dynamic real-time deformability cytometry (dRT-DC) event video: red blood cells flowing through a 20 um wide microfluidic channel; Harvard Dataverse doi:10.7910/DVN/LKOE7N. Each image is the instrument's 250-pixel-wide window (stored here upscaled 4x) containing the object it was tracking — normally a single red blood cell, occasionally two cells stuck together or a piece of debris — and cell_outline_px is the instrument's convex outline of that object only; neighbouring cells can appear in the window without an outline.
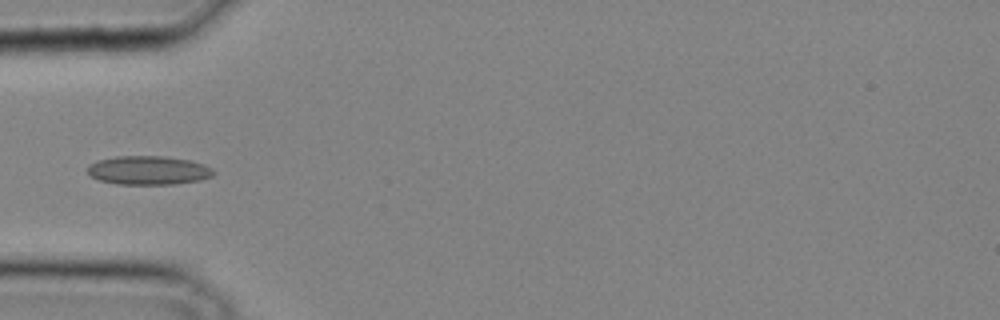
{"species": "common noctule bat (a hibernating species)", "species_latin": "Nyctalus noctula", "temperature_condition": "cold", "stored_images_in_passage": 31, "camera_frame_rate_fps": 3000, "um_per_image_px": 0.085, "animal": {"sex": "male", "body_mass_g": 20.4}, "frame": {"image": 1, "passage_image": 8, "time_ms": 2.333, "image_size_px": [1000, 320], "cell_outline_px": [[216, 172], [212, 176], [200, 180], [176, 184], [116, 184], [100, 180], [92, 176], [88, 172], [88, 164], [100, 160], [116, 156], [164, 156], [188, 160], [204, 164], [212, 168]], "centroid_in_image_um": [12.64, 14.48], "position_along_channel_um": 72.4, "area_um2": 21.1}}
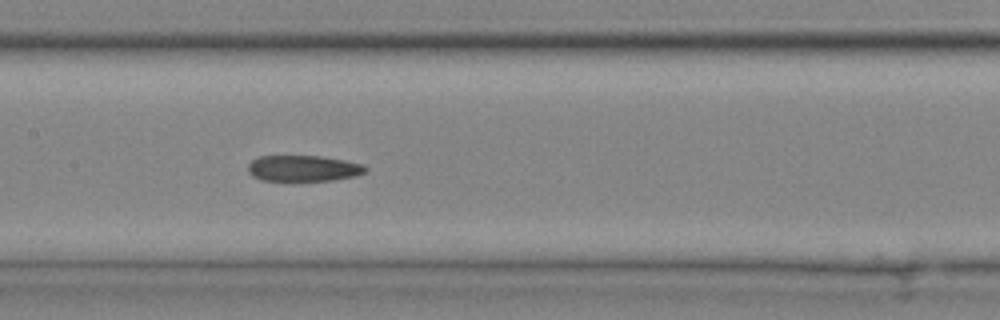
{"frame": {"image": 2, "passage_image": 14, "time_ms": 4.333, "image_size_px": [1000, 320], "cell_outline_px": [[368, 172], [356, 176], [332, 180], [292, 184], [260, 180], [252, 176], [248, 172], [248, 164], [252, 160], [260, 156], [320, 156], [344, 160], [364, 164], [368, 168]], "centroid_in_image_um": [25.77, 14.37], "position_along_channel_um": 181.6, "area_um2": 18.9}}
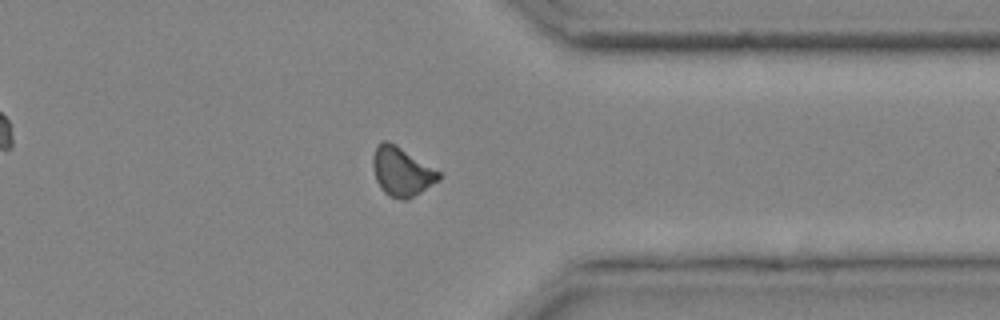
{"frame": {"image": 3, "passage_image": 25, "time_ms": 8.0, "image_size_px": [1000, 320], "cell_outline_px": [[440, 180], [408, 200], [404, 200], [388, 196], [380, 188], [376, 180], [372, 164], [372, 156], [376, 144], [380, 140], [388, 140], [396, 144], [440, 172]], "centroid_in_image_um": [34.11, 14.57], "position_along_channel_um": 377.3, "area_um2": 19.02}}